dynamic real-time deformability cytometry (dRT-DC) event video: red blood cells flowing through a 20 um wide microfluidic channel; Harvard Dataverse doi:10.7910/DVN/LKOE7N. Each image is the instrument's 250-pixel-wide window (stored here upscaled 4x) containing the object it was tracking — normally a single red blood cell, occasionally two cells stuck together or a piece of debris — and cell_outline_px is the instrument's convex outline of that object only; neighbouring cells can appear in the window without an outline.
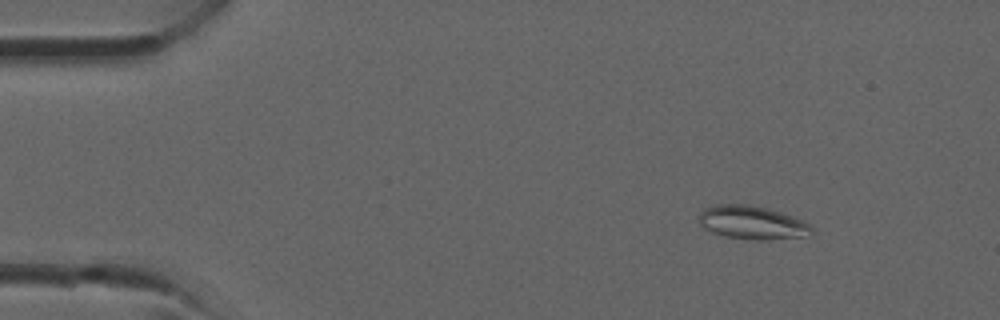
{"species": "common noctule bat (a hibernating species)", "species_latin": "Nyctalus noctula", "temperature_condition": "room temperature", "stored_images_in_passage": 35, "camera_frame_rate_fps": 3000, "um_per_image_px": 0.085, "animal": {"sex": "male", "forearm_length_mm": 52.5}, "frame": {"image": 1, "passage_image": 3, "time_ms": 0.667, "image_size_px": [1000, 320], "cell_outline_px": [[812, 232], [800, 236], [768, 240], [748, 240], [724, 236], [712, 232], [704, 228], [700, 224], [700, 212], [704, 208], [716, 204], [748, 204], [780, 212], [792, 216], [812, 224]], "centroid_in_image_um": [63.9, 18.92], "position_along_channel_um": 21.1, "area_um2": 21.85}}
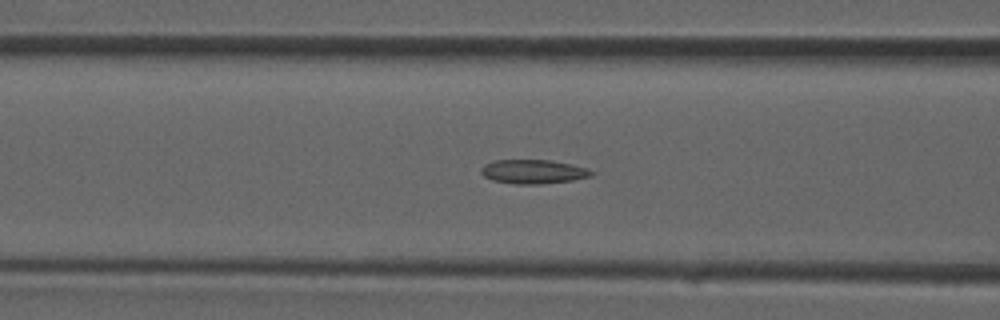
{"frame": {"image": 2, "passage_image": 13, "time_ms": 4.0, "image_size_px": [1000, 320], "cell_outline_px": [[596, 172], [592, 176], [572, 180], [540, 184], [516, 184], [492, 180], [484, 176], [480, 172], [480, 168], [484, 164], [496, 160], [548, 160], [588, 168]], "centroid_in_image_um": [45.32, 14.59], "position_along_channel_um": 121.3, "area_um2": 15.43}}
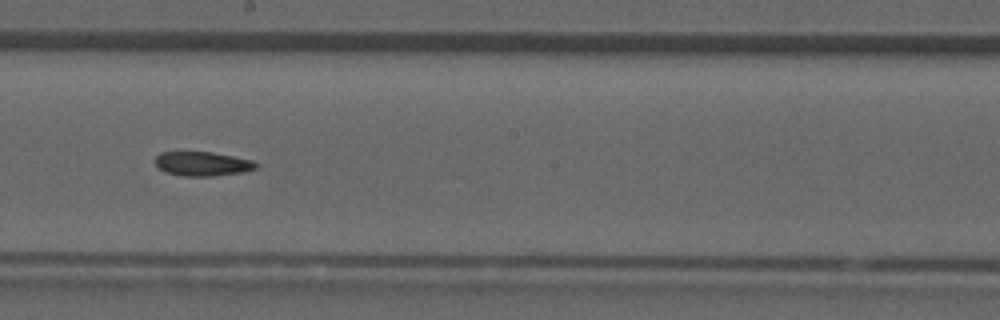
{"frame": {"image": 3, "passage_image": 19, "time_ms": 6.0, "image_size_px": [1000, 320], "cell_outline_px": [[260, 164], [256, 168], [244, 172], [216, 176], [184, 176], [164, 172], [156, 164], [156, 156], [160, 152], [212, 152], [252, 160]], "centroid_in_image_um": [17.24, 13.93], "position_along_channel_um": 231.0, "area_um2": 14.28}}